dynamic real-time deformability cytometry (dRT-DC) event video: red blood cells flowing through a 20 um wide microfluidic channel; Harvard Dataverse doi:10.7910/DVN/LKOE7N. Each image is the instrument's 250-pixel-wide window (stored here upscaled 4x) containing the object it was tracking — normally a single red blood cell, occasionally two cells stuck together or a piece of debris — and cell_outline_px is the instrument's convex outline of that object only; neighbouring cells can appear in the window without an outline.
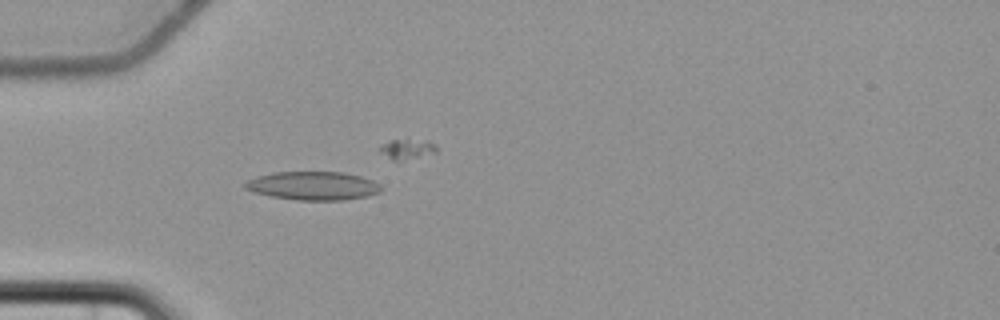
{"species": "common noctule bat (a hibernating species)", "species_latin": "Nyctalus noctula", "temperature_condition": "cold", "stored_images_in_passage": 6, "camera_frame_rate_fps": 3000, "um_per_image_px": 0.085, "animal": {"sex": "female", "body_mass_g": 22.7, "forearm_length_mm": 54.2}, "frame": {"image": 1, "passage_image": 6, "time_ms": 6.0, "image_size_px": [1000, 320], "cell_outline_px": [[380, 192], [368, 196], [344, 200], [296, 200], [272, 196], [256, 192], [244, 188], [244, 184], [248, 180], [256, 176], [272, 172], [344, 172], [360, 176], [372, 180], [380, 184]], "centroid_in_image_um": [26.62, 15.78], "position_along_channel_um": 58.4, "area_um2": 22.54}}